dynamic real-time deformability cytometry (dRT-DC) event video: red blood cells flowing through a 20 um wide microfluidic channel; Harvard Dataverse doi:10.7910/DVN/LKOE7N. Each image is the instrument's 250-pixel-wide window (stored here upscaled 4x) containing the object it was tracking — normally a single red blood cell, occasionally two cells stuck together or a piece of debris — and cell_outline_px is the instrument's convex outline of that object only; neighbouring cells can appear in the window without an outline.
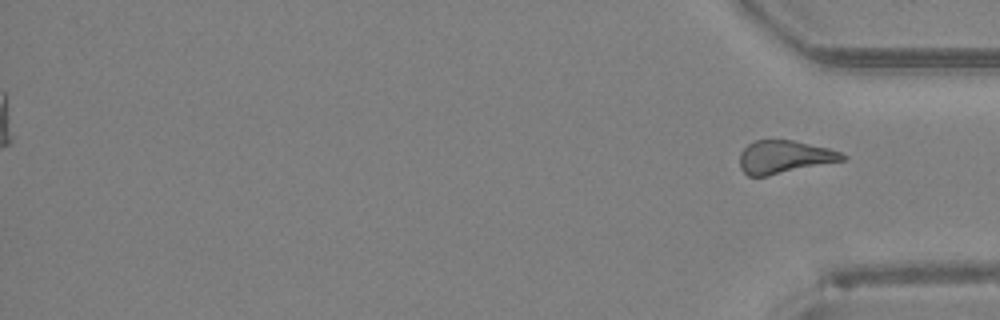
{"species": "Egyptian fruit bat (a non-hibernating species)", "species_latin": "Rousettus aegyptiacus", "temperature_condition": "room temperature", "stored_images_in_passage": 38, "segment_of_instrument_passage": [2, 2], "camera_frame_rate_fps": 3000, "um_per_image_px": 0.085, "animal": {"sex": "female"}, "frame": {"image": 1, "passage_image": 38, "time_ms": 12.333, "image_size_px": [1000, 320], "cell_outline_px": [[848, 160], [768, 176], [748, 176], [740, 168], [740, 152], [748, 144], [756, 140], [792, 140], [828, 148], [840, 152], [848, 156]], "centroid_in_image_um": [66.7, 13.35], "position_along_channel_um": 368.5, "area_um2": 19.94}}